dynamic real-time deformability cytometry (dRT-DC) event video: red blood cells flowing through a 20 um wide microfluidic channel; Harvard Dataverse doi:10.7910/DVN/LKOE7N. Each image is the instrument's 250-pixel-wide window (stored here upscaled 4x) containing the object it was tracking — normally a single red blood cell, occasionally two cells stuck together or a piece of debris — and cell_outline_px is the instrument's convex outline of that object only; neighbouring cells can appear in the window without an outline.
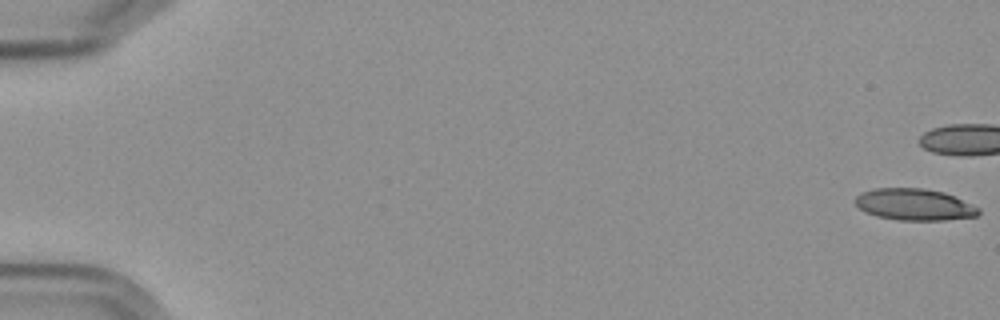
{"species": "Egyptian fruit bat (a non-hibernating species)", "species_latin": "Rousettus aegyptiacus", "temperature_condition": "cold", "stored_images_in_passage": 47, "camera_frame_rate_fps": 3000, "um_per_image_px": 0.085, "frame": {"image": 1, "passage_image": 1, "time_ms": 0.0, "image_size_px": [1000, 320], "cell_outline_px": [[980, 212], [976, 216], [944, 220], [896, 220], [876, 216], [860, 208], [856, 204], [856, 196], [860, 192], [876, 188], [924, 188], [944, 192], [980, 208]], "centroid_in_image_um": [77.72, 17.38], "position_along_channel_um": 7.3, "area_um2": 22.6}}